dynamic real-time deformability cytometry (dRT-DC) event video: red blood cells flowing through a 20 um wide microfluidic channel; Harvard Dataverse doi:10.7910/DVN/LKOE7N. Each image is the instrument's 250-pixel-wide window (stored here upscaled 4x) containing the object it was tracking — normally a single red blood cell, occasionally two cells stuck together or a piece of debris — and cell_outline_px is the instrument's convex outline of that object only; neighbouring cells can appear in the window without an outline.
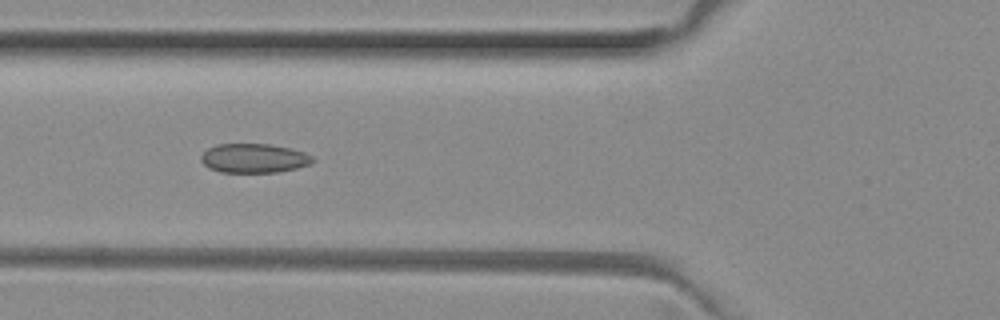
{"species": "common noctule bat (a hibernating species)", "species_latin": "Nyctalus noctula", "temperature_condition": "room temperature", "stored_images_in_passage": 38, "camera_frame_rate_fps": 3000, "um_per_image_px": 0.085, "animal": {"sex": "female", "body_mass_g": 29.2, "forearm_length_mm": 56.3}, "frame": {"image": 1, "passage_image": 6, "time_ms": 1.667, "image_size_px": [1000, 320], "cell_outline_px": [[316, 160], [312, 164], [280, 172], [220, 172], [208, 168], [200, 160], [200, 156], [208, 148], [216, 144], [268, 144], [292, 148], [304, 152], [312, 156]], "centroid_in_image_um": [21.6, 13.45], "position_along_channel_um": 104.2, "area_um2": 19.19}}
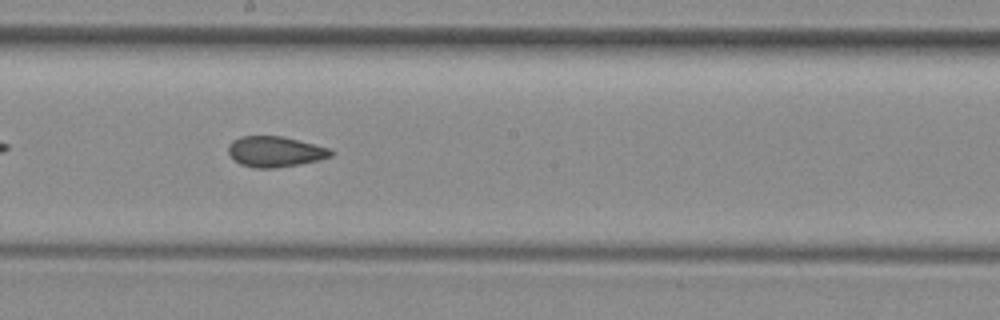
{"frame": {"image": 2, "passage_image": 15, "time_ms": 4.667, "image_size_px": [1000, 320], "cell_outline_px": [[336, 152], [332, 156], [320, 160], [300, 164], [276, 168], [256, 168], [240, 164], [228, 152], [228, 144], [232, 140], [240, 136], [284, 136], [332, 148]], "centroid_in_image_um": [23.45, 12.88], "position_along_channel_um": 224.8, "area_um2": 18.61}}
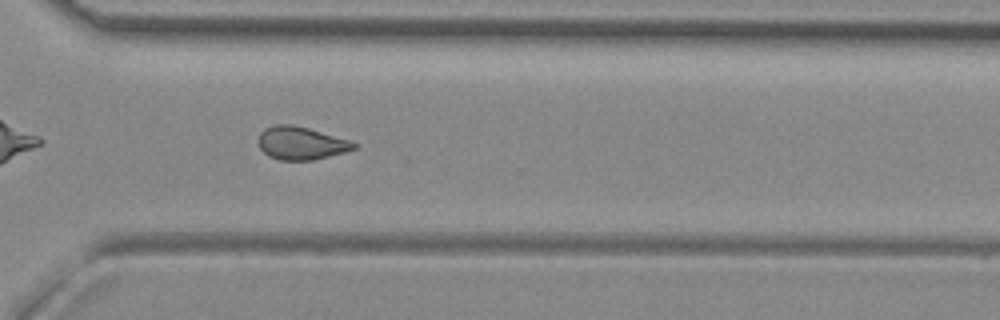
{"frame": {"image": 3, "passage_image": 24, "time_ms": 7.667, "image_size_px": [1000, 320], "cell_outline_px": [[360, 144], [356, 148], [344, 152], [312, 160], [280, 160], [268, 156], [260, 148], [256, 140], [260, 132], [264, 128], [276, 124], [292, 124], [308, 128], [352, 140]], "centroid_in_image_um": [25.58, 12.15], "position_along_channel_um": 345.0, "area_um2": 18.61}, "authors_computed_cell_mechanics": {"area_um2": 18.5249, "velocity_mm_per_s": 4.0179, "shape_relaxation_time_tau1_ms": null, "shape_relaxation_time_tau2_ms": 2.4032, "deformation_change_tau1": null, "deformation_change_tau2": 0.0695}}